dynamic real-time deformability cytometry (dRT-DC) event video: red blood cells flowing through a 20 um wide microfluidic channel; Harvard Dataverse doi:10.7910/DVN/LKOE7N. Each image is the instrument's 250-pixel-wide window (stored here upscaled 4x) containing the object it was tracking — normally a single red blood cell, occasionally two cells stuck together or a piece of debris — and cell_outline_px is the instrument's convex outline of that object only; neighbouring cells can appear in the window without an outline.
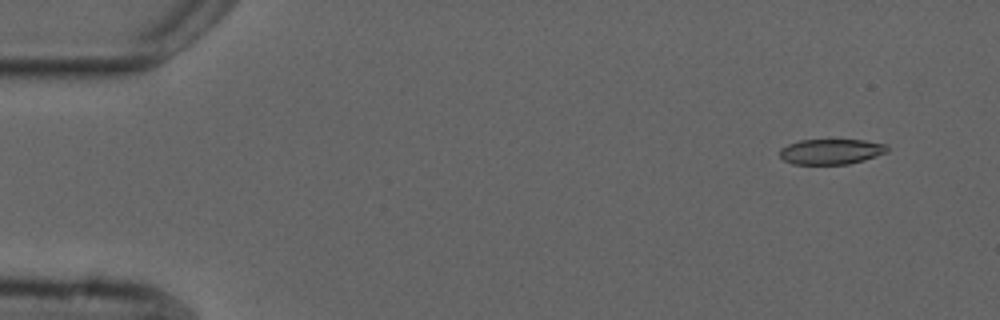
{"species": "common noctule bat (a hibernating species)", "species_latin": "Nyctalus noctula", "temperature_condition": "cold", "stored_images_in_passage": 6, "camera_frame_rate_fps": 3000, "um_per_image_px": 0.085, "animal": {"sex": "male", "forearm_length_mm": 52.5}, "frame": {"image": 1, "passage_image": 1, "time_ms": 0.0, "image_size_px": [1000, 320], "cell_outline_px": [[888, 152], [864, 160], [848, 164], [792, 164], [784, 160], [780, 156], [780, 148], [788, 144], [800, 140], [864, 140], [888, 144]], "centroid_in_image_um": [70.66, 12.88], "position_along_channel_um": 14.3, "area_um2": 15.95}}
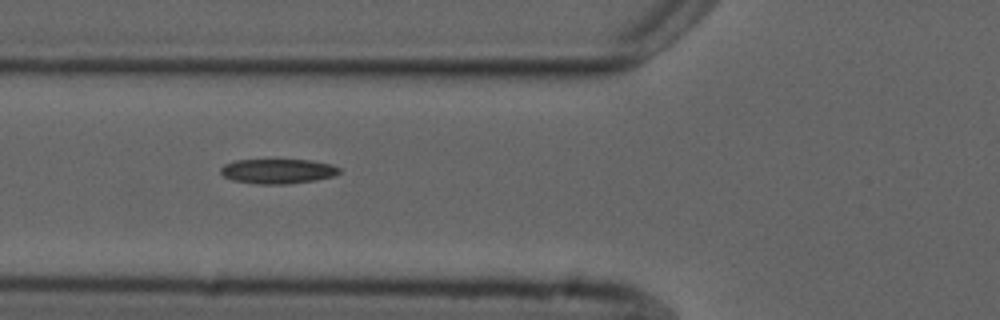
{"frame": {"image": 2, "passage_image": 5, "time_ms": 5.333, "image_size_px": [1000, 320], "cell_outline_px": [[340, 172], [332, 176], [316, 180], [284, 184], [256, 184], [232, 180], [224, 176], [220, 172], [220, 168], [224, 164], [236, 160], [312, 160], [332, 164], [340, 168]], "centroid_in_image_um": [23.6, 14.55], "position_along_channel_um": 102.2, "area_um2": 17.11}}
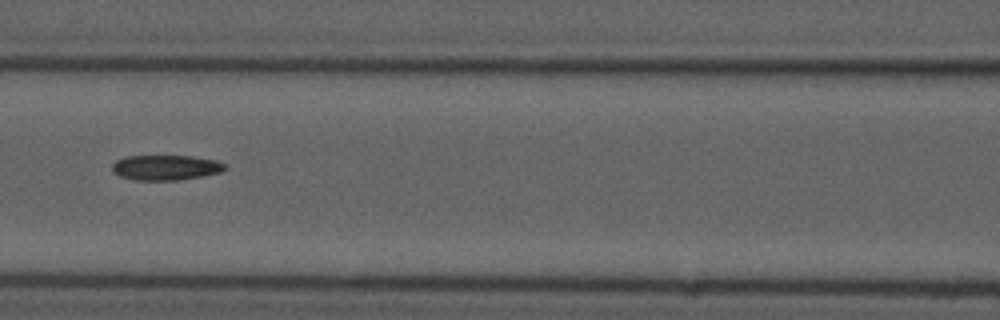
{"frame": {"image": 3, "passage_image": 6, "time_ms": 6.667, "image_size_px": [1000, 320], "cell_outline_px": [[228, 168], [220, 172], [204, 176], [180, 180], [136, 180], [120, 176], [112, 172], [112, 164], [116, 160], [124, 156], [192, 156], [216, 160], [224, 164]], "centroid_in_image_um": [14.08, 14.24], "position_along_channel_um": 152.5, "area_um2": 16.65}}